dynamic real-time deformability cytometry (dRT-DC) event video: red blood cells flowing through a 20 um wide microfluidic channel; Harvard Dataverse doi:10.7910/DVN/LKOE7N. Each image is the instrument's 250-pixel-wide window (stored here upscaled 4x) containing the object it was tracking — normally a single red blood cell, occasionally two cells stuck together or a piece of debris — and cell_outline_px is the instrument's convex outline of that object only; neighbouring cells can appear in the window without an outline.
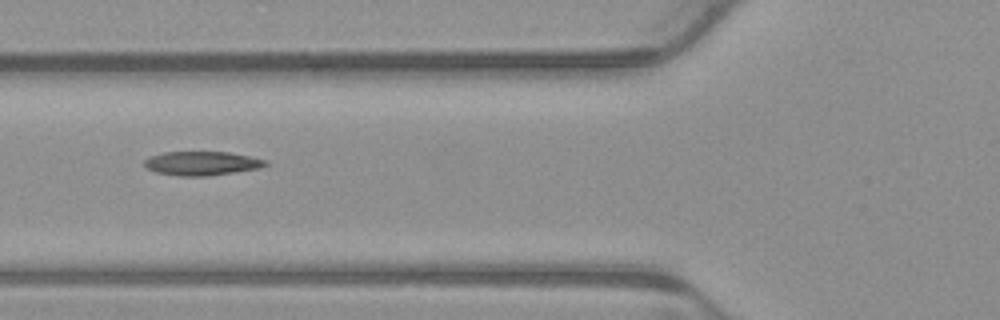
{"species": "common noctule bat (a hibernating species)", "species_latin": "Nyctalus noctula", "temperature_condition": "warm", "stored_images_in_passage": 6, "camera_frame_rate_fps": 3000, "um_per_image_px": 0.085, "animal": {"sex": "male", "body_mass_g": 23.1, "forearm_length_mm": 52.7}, "frame": {"image": 1, "passage_image": 6, "time_ms": 1.667, "image_size_px": [1000, 320], "cell_outline_px": [[268, 164], [260, 168], [236, 172], [208, 176], [180, 176], [156, 172], [148, 168], [144, 164], [144, 160], [148, 156], [164, 152], [228, 152], [268, 160]], "centroid_in_image_um": [17.16, 13.88], "position_along_channel_um": 108.6, "area_um2": 16.94}}